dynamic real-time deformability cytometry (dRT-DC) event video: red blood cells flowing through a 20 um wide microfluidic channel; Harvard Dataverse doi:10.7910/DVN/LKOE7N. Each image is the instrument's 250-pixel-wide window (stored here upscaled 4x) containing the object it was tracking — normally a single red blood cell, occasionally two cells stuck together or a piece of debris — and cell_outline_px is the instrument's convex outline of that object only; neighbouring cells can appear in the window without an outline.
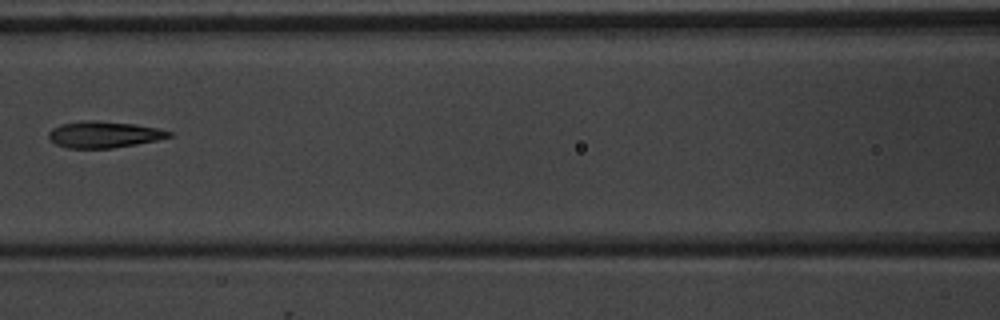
{"species": "common noctule bat (a hibernating species)", "species_latin": "Nyctalus noctula", "temperature_condition": "warm", "stored_images_in_passage": 7, "camera_frame_rate_fps": 3000, "um_per_image_px": 0.085, "animal": {"sex": "male", "body_mass_g": 20.1, "forearm_length_mm": 53.5}, "frame": {"image": 1, "passage_image": 7, "time_ms": 8.0, "image_size_px": [1000, 320], "cell_outline_px": [[172, 136], [156, 140], [136, 144], [112, 148], [68, 148], [56, 144], [48, 136], [48, 132], [52, 128], [60, 124], [84, 120], [96, 120], [136, 124], [160, 128], [172, 132]], "centroid_in_image_um": [8.84, 11.42], "position_along_channel_um": 157.8, "area_um2": 18.61}}